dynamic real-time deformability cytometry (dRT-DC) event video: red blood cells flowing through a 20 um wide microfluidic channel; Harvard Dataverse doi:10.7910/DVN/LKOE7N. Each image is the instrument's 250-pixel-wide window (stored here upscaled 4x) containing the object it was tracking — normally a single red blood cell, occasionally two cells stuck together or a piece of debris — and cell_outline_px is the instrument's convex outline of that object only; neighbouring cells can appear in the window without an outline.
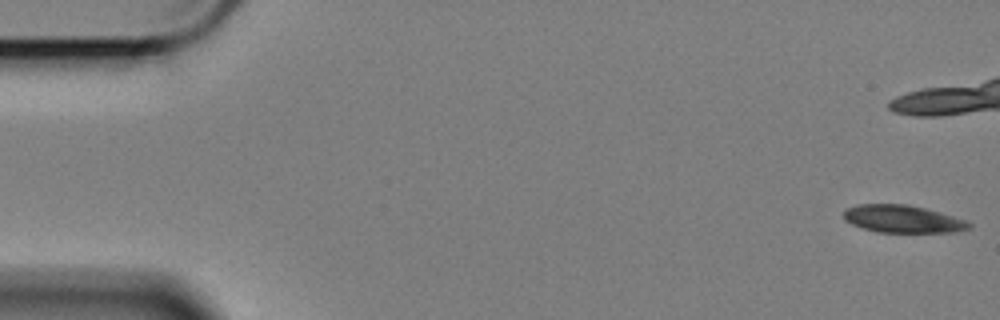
{"species": "Egyptian fruit bat (a non-hibernating species)", "species_latin": "Rousettus aegyptiacus", "temperature_condition": "cold", "stored_images_in_passage": 59, "camera_frame_rate_fps": 3000, "um_per_image_px": 0.085, "animal": {"sex": "female"}, "frame": {"image": 1, "passage_image": 1, "time_ms": 0.0, "image_size_px": [1000, 320], "cell_outline_px": [[972, 228], [956, 232], [876, 232], [852, 224], [844, 220], [844, 208], [856, 204], [908, 204], [940, 212], [968, 220], [972, 224]], "centroid_in_image_um": [76.75, 18.61], "position_along_channel_um": 8.2, "area_um2": 20.35}}
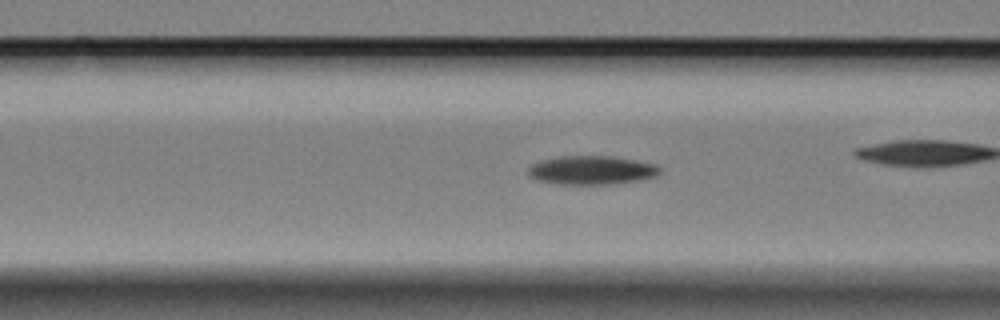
{"frame": {"image": 2, "passage_image": 22, "time_ms": 7.0, "image_size_px": [1000, 320], "cell_outline_px": [[660, 172], [656, 176], [640, 180], [612, 184], [556, 184], [536, 180], [528, 176], [528, 168], [532, 164], [544, 160], [560, 156], [612, 156], [636, 160], [656, 164], [660, 168]], "centroid_in_image_um": [50.29, 14.47], "position_along_channel_um": 116.3, "area_um2": 22.14}}
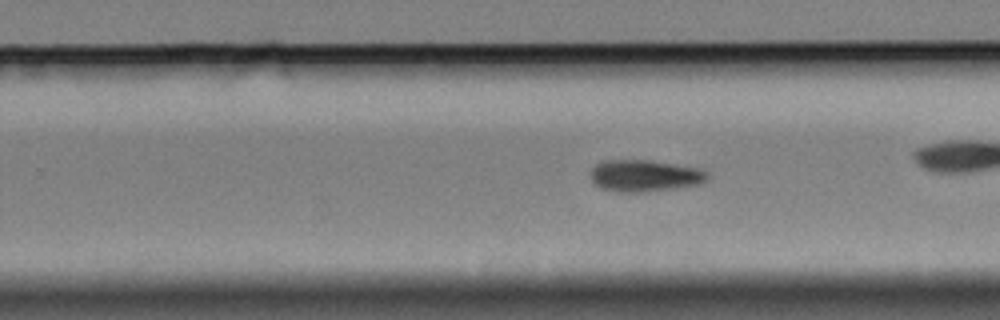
{"frame": {"image": 3, "passage_image": 36, "time_ms": 11.667, "image_size_px": [1000, 320], "cell_outline_px": [[708, 180], [704, 184], [676, 188], [640, 192], [620, 192], [600, 188], [592, 180], [588, 172], [600, 160], [648, 160], [700, 168], [708, 172]], "centroid_in_image_um": [54.81, 14.93], "position_along_channel_um": 275.0, "area_um2": 21.91}, "authors_computed_cell_mechanics": {"area_um2": 21.0392, "velocity_mm_per_s": 3.4045, "shape_relaxation_time_tau1_ms": 2.1971, "shape_relaxation_time_tau2_ms": null, "deformation_change_tau1": 0.1052, "deformation_change_tau2": null}}